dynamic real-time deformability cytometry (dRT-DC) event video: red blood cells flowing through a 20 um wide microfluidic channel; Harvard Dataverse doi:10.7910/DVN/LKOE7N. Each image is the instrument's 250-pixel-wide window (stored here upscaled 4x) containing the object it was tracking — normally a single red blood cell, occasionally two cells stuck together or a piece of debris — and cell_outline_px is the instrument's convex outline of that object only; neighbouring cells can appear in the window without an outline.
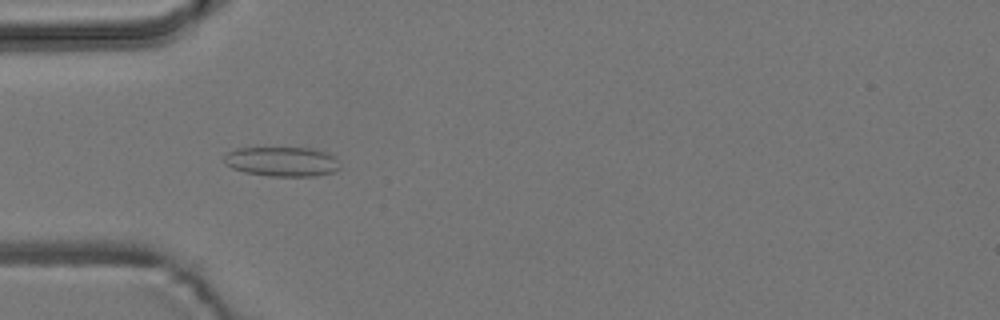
{"species": "common noctule bat (a hibernating species)", "species_latin": "Nyctalus noctula", "temperature_condition": "room temperature", "stored_images_in_passage": 5, "camera_frame_rate_fps": 3000, "um_per_image_px": 0.085, "animal": {"sex": "male", "body_mass_g": 19.2, "forearm_length_mm": 51.8}, "frame": {"image": 1, "passage_image": 4, "time_ms": 3.667, "image_size_px": [1000, 320], "cell_outline_px": [[340, 168], [336, 172], [312, 176], [268, 176], [244, 172], [232, 168], [224, 164], [224, 156], [228, 152], [236, 148], [312, 148], [336, 156]], "centroid_in_image_um": [23.97, 13.74], "position_along_channel_um": 61.0, "area_um2": 20.11}}